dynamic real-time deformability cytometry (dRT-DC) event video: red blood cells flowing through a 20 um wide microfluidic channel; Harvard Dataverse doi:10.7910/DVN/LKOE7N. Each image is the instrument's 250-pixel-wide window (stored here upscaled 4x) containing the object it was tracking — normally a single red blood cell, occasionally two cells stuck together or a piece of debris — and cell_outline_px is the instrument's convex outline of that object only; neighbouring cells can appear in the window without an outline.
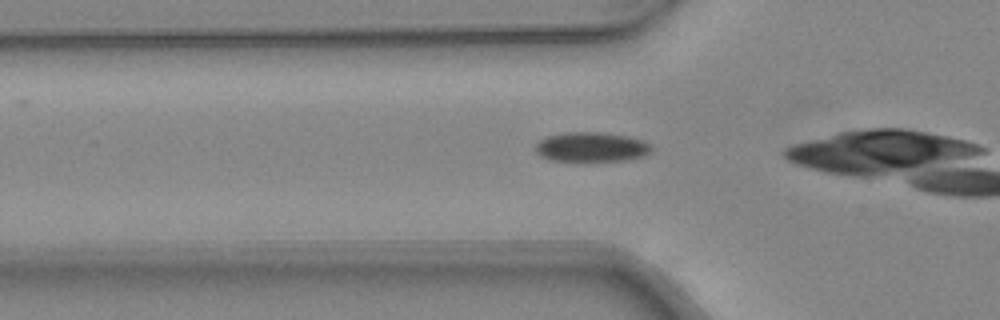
{"species": "common noctule bat (a hibernating species)", "species_latin": "Nyctalus noctula", "temperature_condition": "warm", "stored_images_in_passage": 32, "camera_frame_rate_fps": 3000, "um_per_image_px": 0.085, "animal": {"sex": "female", "body_mass_g": 24.6, "forearm_length_mm": 56.2}, "frame": {"image": 1, "passage_image": 10, "time_ms": 3.0, "image_size_px": [1000, 320], "cell_outline_px": [[652, 152], [644, 156], [624, 160], [580, 164], [548, 160], [540, 156], [536, 152], [536, 144], [544, 136], [564, 132], [600, 132], [628, 136], [644, 140], [652, 144]], "centroid_in_image_um": [50.25, 12.54], "position_along_channel_um": 75.6, "area_um2": 21.21}}
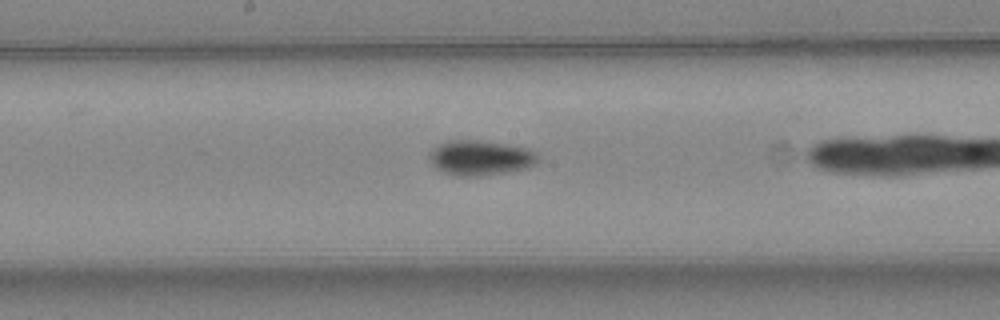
{"frame": {"image": 2, "passage_image": 19, "time_ms": 6.0, "image_size_px": [1000, 320], "cell_outline_px": [[540, 160], [536, 164], [528, 168], [480, 176], [456, 176], [444, 172], [436, 168], [428, 160], [428, 152], [436, 144], [448, 140], [480, 140], [508, 144], [528, 148], [536, 152], [540, 156]], "centroid_in_image_um": [40.82, 13.4], "position_along_channel_um": 207.4, "area_um2": 22.66}}
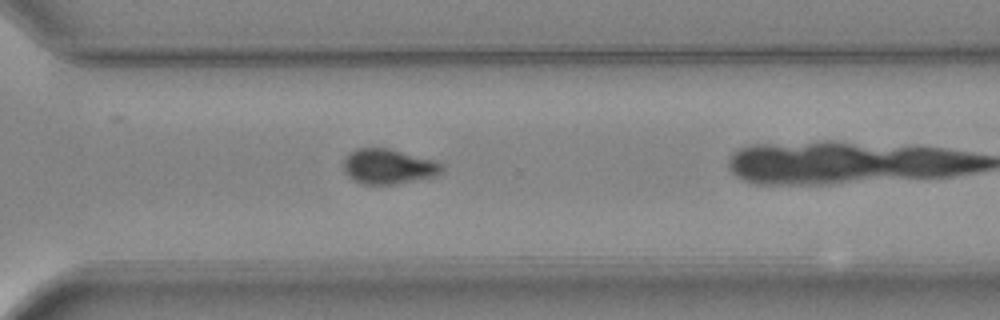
{"frame": {"image": 3, "passage_image": 28, "time_ms": 9.0, "image_size_px": [1000, 320], "cell_outline_px": [[444, 168], [436, 176], [392, 184], [360, 184], [352, 180], [344, 172], [344, 160], [348, 152], [356, 148], [388, 148], [436, 160], [444, 164]], "centroid_in_image_um": [33.0, 14.14], "position_along_channel_um": 337.6, "area_um2": 20.23}}